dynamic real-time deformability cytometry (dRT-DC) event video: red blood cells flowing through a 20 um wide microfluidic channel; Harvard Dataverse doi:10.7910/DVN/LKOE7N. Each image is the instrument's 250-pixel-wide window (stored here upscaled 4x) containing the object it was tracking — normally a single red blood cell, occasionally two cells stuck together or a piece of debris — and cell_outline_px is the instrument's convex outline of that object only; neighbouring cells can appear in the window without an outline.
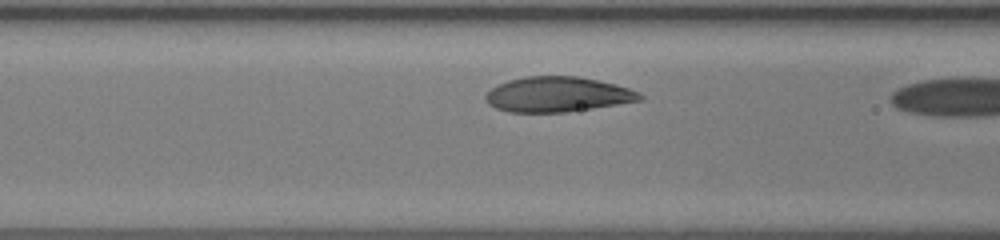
{"species": "human", "species_latin": "Homo sapiens", "temperature_condition": "room temperature", "stored_images_in_passage": 6, "camera_frame_rate_fps": 3000, "um_per_image_px": 0.085, "donor": {"sex": "female"}, "frame": {"image": 1, "passage_image": 5, "time_ms": 1.333, "image_size_px": [1000, 240], "cell_outline_px": [[644, 100], [592, 108], [564, 112], [508, 112], [496, 108], [488, 104], [484, 96], [496, 84], [508, 80], [524, 76], [576, 76], [616, 84], [640, 92], [644, 96]], "centroid_in_image_um": [47.39, 8.02], "position_along_channel_um": 119.2, "area_um2": 31.62}}